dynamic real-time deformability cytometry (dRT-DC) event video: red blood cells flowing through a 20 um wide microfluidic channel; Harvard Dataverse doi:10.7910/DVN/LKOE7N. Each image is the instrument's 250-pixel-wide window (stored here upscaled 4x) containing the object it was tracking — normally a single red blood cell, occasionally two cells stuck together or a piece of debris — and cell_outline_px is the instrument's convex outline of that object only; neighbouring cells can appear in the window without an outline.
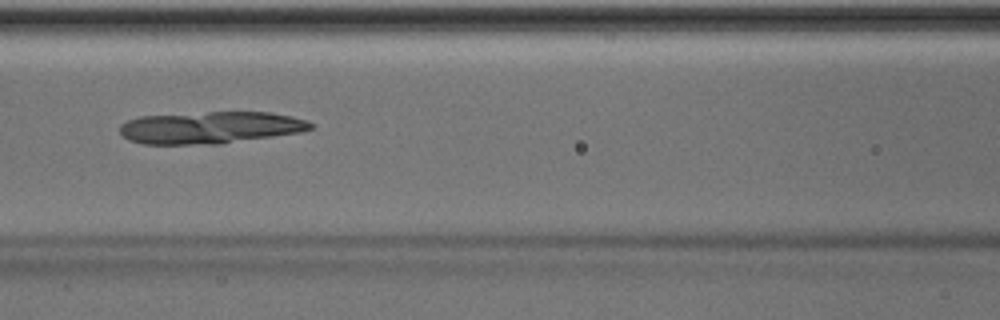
{"species": "Egyptian fruit bat (a non-hibernating species)", "species_latin": "Rousettus aegyptiacus", "temperature_condition": "room temperature", "stored_images_in_passage": 50, "camera_frame_rate_fps": 3000, "um_per_image_px": 0.085, "animal": {"sex": "male"}, "frame": {"image": 1, "passage_image": 22, "time_ms": 7.0, "image_size_px": [1000, 320], "cell_outline_px": [[312, 128], [300, 132], [220, 144], [140, 144], [128, 140], [120, 132], [120, 124], [128, 120], [140, 116], [208, 112], [268, 112], [292, 116], [308, 120], [312, 124]], "centroid_in_image_um": [17.85, 10.84], "position_along_channel_um": 148.7, "area_um2": 35.66}}
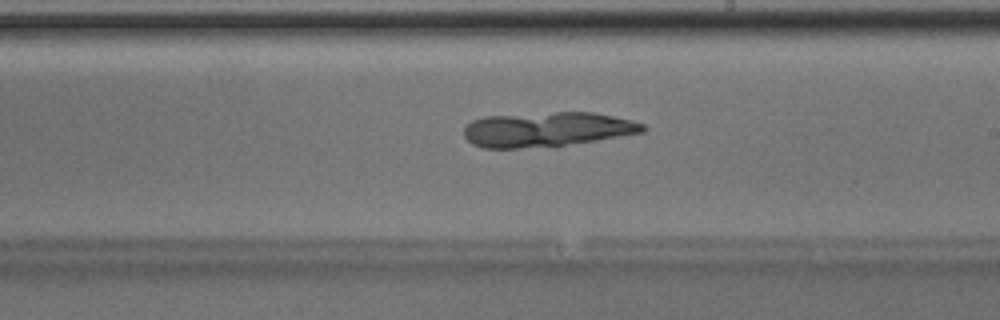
{"frame": {"image": 2, "passage_image": 29, "time_ms": 9.333, "image_size_px": [1000, 320], "cell_outline_px": [[648, 128], [644, 132], [596, 140], [564, 144], [520, 148], [484, 148], [472, 144], [464, 136], [464, 128], [472, 120], [484, 116], [556, 112], [596, 112], [632, 120], [644, 124]], "centroid_in_image_um": [46.5, 10.98], "position_along_channel_um": 242.5, "area_um2": 35.95}}